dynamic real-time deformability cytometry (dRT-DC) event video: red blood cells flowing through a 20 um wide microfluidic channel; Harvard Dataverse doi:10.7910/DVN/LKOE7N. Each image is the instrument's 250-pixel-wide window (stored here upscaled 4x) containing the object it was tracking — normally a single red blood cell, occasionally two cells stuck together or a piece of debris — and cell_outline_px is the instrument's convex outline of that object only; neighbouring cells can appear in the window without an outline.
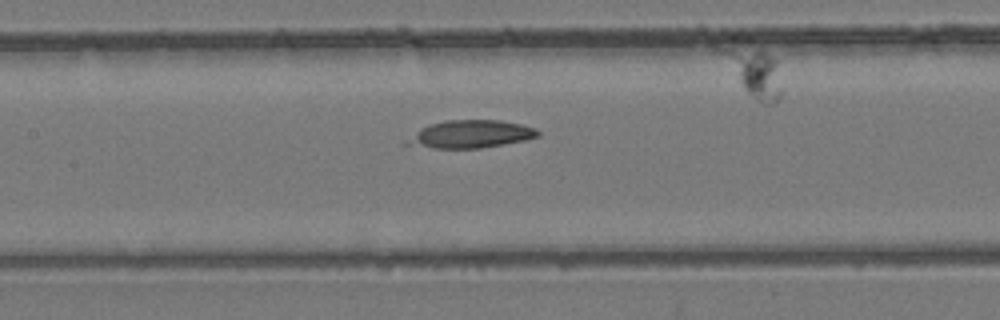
{"species": "common noctule bat (a hibernating species)", "species_latin": "Nyctalus noctula", "temperature_condition": "room temperature", "stored_images_in_passage": 6, "camera_frame_rate_fps": 3000, "um_per_image_px": 0.085, "animal": {"sex": "female", "body_mass_g": 24.6, "forearm_length_mm": 56.2}, "frame": {"image": 1, "passage_image": 5, "time_ms": 5.667, "image_size_px": [1000, 320], "cell_outline_px": [[540, 136], [524, 140], [480, 148], [432, 148], [404, 144], [404, 140], [420, 128], [444, 120], [500, 120], [520, 124], [536, 128], [540, 132]], "centroid_in_image_um": [39.98, 11.4], "position_along_channel_um": 167.4, "area_um2": 21.1}}